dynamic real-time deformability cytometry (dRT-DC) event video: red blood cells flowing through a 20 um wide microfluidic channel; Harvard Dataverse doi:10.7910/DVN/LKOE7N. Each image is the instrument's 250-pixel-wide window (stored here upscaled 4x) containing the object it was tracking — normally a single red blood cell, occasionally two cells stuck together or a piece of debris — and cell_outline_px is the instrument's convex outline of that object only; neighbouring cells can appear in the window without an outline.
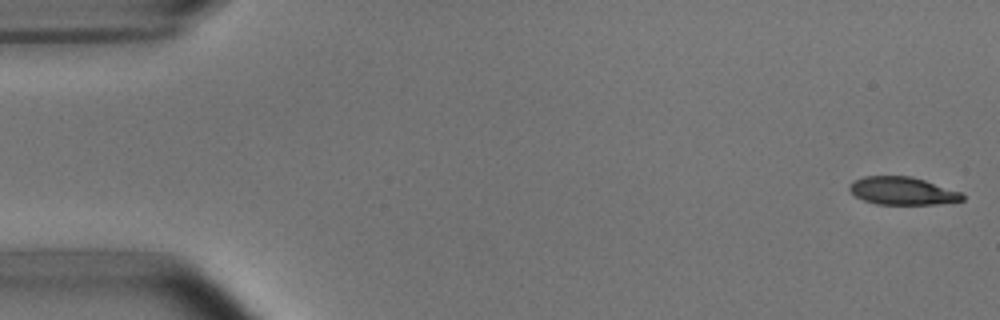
{"species": "common noctule bat (a hibernating species)", "species_latin": "Nyctalus noctula", "temperature_condition": "room temperature", "stored_images_in_passage": 53, "camera_frame_rate_fps": 3000, "um_per_image_px": 0.085, "animal": {"sex": "male", "body_mass_g": 15.6}, "frame": {"image": 1, "passage_image": 1, "time_ms": 0.0, "image_size_px": [1000, 320], "cell_outline_px": [[964, 200], [936, 204], [876, 204], [864, 200], [856, 196], [848, 188], [848, 184], [864, 176], [912, 176], [960, 192], [964, 196]], "centroid_in_image_um": [76.68, 16.22], "position_along_channel_um": 8.3, "area_um2": 18.09}}
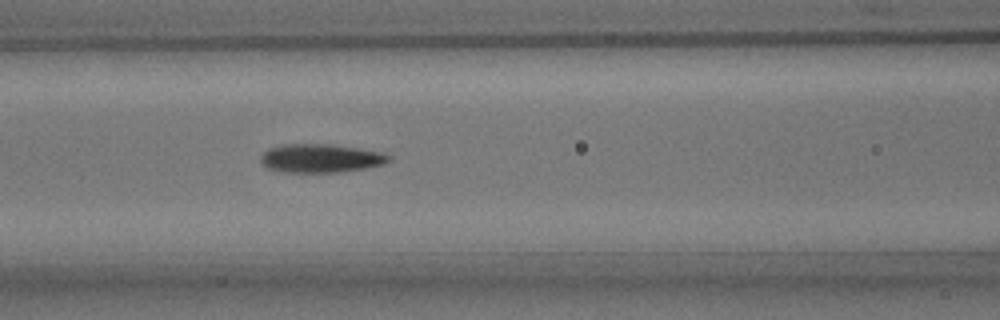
{"frame": {"image": 2, "passage_image": 22, "time_ms": 7.0, "image_size_px": [1000, 320], "cell_outline_px": [[392, 160], [384, 164], [364, 168], [336, 172], [284, 172], [268, 168], [260, 160], [260, 156], [268, 148], [284, 144], [328, 144], [384, 152], [392, 156]], "centroid_in_image_um": [27.28, 13.45], "position_along_channel_um": 139.3, "area_um2": 21.27}}
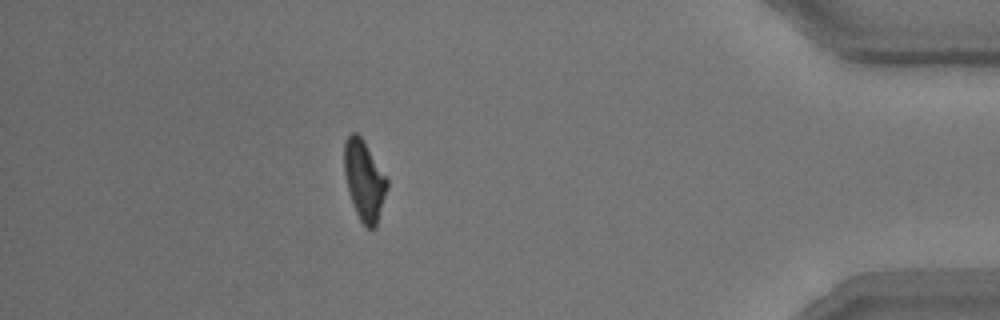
{"frame": {"image": 3, "passage_image": 47, "time_ms": 15.333, "image_size_px": [1000, 320], "cell_outline_px": [[388, 188], [376, 224], [372, 228], [368, 228], [360, 220], [356, 212], [348, 188], [344, 172], [344, 144], [348, 136], [352, 132], [356, 132], [364, 140], [388, 180]], "centroid_in_image_um": [30.96, 15.29], "position_along_channel_um": 404.2, "area_um2": 19.59}, "authors_computed_cell_mechanics": {"area_um2": 20.23, "velocity_mm_per_s": 3.7347, "shape_relaxation_time_tau1_ms": 3.6251, "shape_relaxation_time_tau2_ms": 2.5196, "deformation_change_tau1": 0.1616, "deformation_change_tau2": 0.1028}}